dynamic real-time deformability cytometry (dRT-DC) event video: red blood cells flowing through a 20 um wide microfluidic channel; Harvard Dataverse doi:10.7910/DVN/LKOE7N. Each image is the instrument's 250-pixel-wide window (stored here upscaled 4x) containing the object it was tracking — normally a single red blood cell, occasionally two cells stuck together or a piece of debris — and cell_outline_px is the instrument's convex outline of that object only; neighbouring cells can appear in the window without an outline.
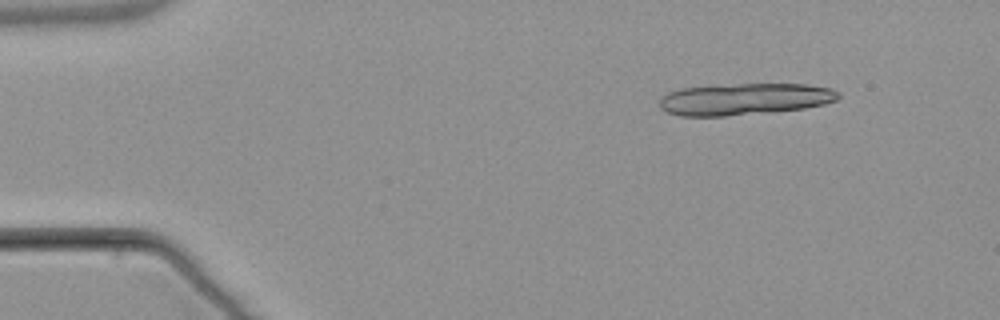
{"species": "common noctule bat (a hibernating species)", "species_latin": "Nyctalus noctula", "temperature_condition": "warm", "stored_images_in_passage": 5, "camera_frame_rate_fps": 3000, "um_per_image_px": 0.085, "animal": {"sex": "male", "body_mass_g": 21.5, "forearm_length_mm": 52.0}, "frame": {"image": 1, "passage_image": 1, "time_ms": 0.0, "image_size_px": [1000, 320], "cell_outline_px": [[840, 96], [836, 100], [824, 104], [804, 108], [768, 112], [724, 116], [680, 116], [668, 112], [660, 108], [660, 100], [668, 92], [680, 88], [736, 84], [804, 84], [832, 88], [840, 92]], "centroid_in_image_um": [63.3, 8.42], "position_along_channel_um": 21.7, "area_um2": 32.95}}
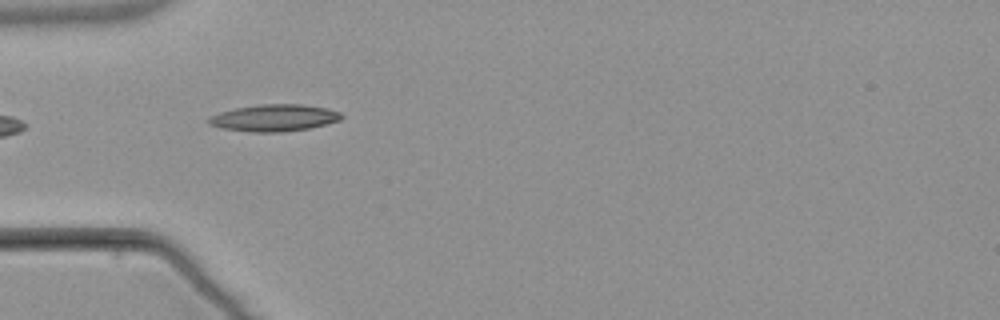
{"frame": {"image": 2, "passage_image": 4, "time_ms": 3.667, "image_size_px": [1000, 320], "cell_outline_px": [[344, 116], [340, 120], [308, 128], [284, 132], [252, 132], [220, 128], [208, 124], [208, 116], [220, 112], [236, 108], [260, 104], [304, 104], [328, 108], [340, 112]], "centroid_in_image_um": [23.29, 10.01], "position_along_channel_um": 61.7, "area_um2": 20.87}}
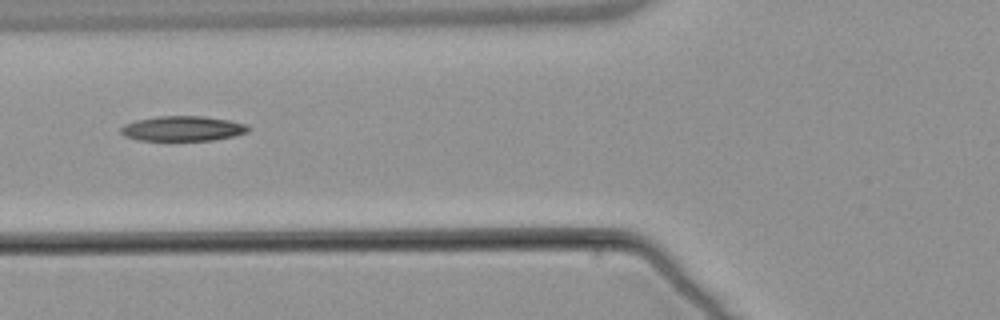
{"frame": {"image": 3, "passage_image": 5, "time_ms": 5.0, "image_size_px": [1000, 320], "cell_outline_px": [[252, 128], [248, 132], [232, 136], [212, 140], [140, 140], [124, 136], [120, 132], [120, 128], [124, 124], [136, 120], [160, 116], [204, 116], [228, 120], [248, 124]], "centroid_in_image_um": [15.55, 10.92], "position_along_channel_um": 110.3, "area_um2": 18.55}}